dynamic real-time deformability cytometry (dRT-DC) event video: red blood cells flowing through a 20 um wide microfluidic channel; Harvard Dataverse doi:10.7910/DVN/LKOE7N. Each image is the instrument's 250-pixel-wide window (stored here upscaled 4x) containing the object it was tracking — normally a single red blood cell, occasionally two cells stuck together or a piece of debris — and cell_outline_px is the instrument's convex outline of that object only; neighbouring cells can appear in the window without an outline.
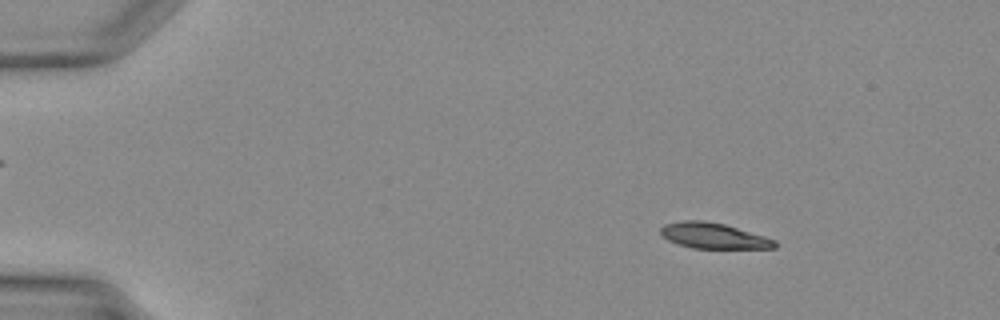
{"species": "Egyptian fruit bat (a non-hibernating species)", "species_latin": "Rousettus aegyptiacus", "temperature_condition": "warm", "stored_images_in_passage": 41, "camera_frame_rate_fps": 3000, "um_per_image_px": 0.085, "animal": {"sex": "female"}, "frame": {"image": 1, "passage_image": 6, "time_ms": 1.667, "image_size_px": [1000, 320], "cell_outline_px": [[776, 248], [692, 248], [676, 244], [660, 236], [660, 228], [664, 224], [684, 220], [704, 220], [724, 224], [764, 236], [776, 240]], "centroid_in_image_um": [60.59, 20.04], "position_along_channel_um": 24.4, "area_um2": 17.11}}
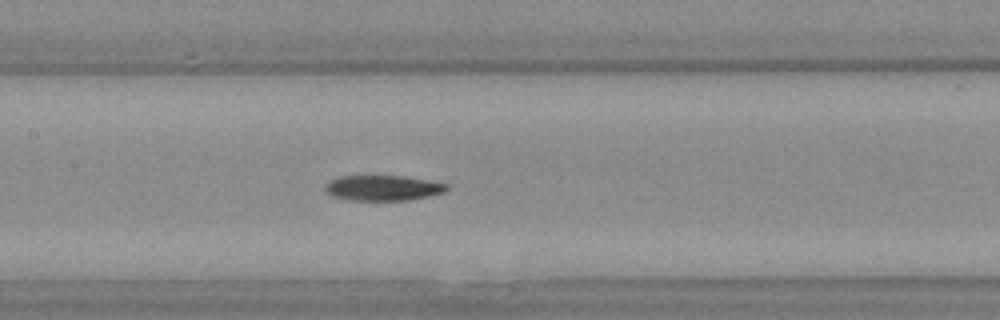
{"frame": {"image": 2, "passage_image": 20, "time_ms": 6.333, "image_size_px": [1000, 320], "cell_outline_px": [[448, 188], [444, 192], [428, 196], [408, 200], [348, 200], [332, 196], [324, 192], [324, 184], [328, 180], [340, 176], [404, 176], [448, 184]], "centroid_in_image_um": [32.47, 15.97], "position_along_channel_um": 174.9, "area_um2": 18.03}}
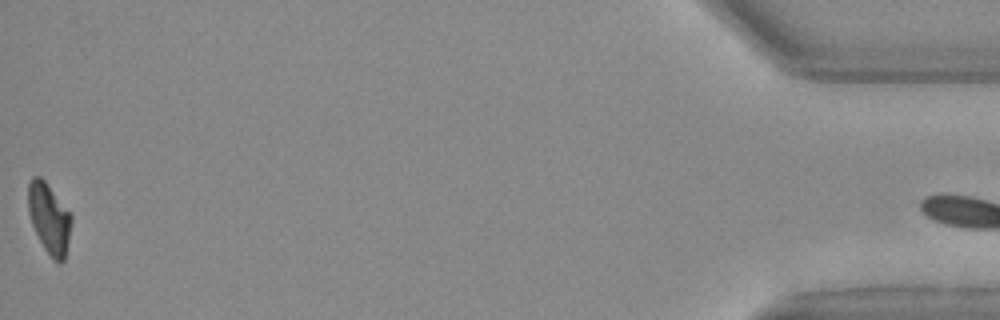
{"frame": {"image": 3, "passage_image": 40, "time_ms": 13.0, "image_size_px": [1000, 320], "cell_outline_px": [[72, 220], [64, 260], [60, 264], [52, 260], [44, 248], [32, 224], [28, 212], [28, 180], [32, 176], [40, 176], [44, 180], [72, 216]], "centroid_in_image_um": [4.16, 18.57], "position_along_channel_um": 431.0, "area_um2": 17.51}}